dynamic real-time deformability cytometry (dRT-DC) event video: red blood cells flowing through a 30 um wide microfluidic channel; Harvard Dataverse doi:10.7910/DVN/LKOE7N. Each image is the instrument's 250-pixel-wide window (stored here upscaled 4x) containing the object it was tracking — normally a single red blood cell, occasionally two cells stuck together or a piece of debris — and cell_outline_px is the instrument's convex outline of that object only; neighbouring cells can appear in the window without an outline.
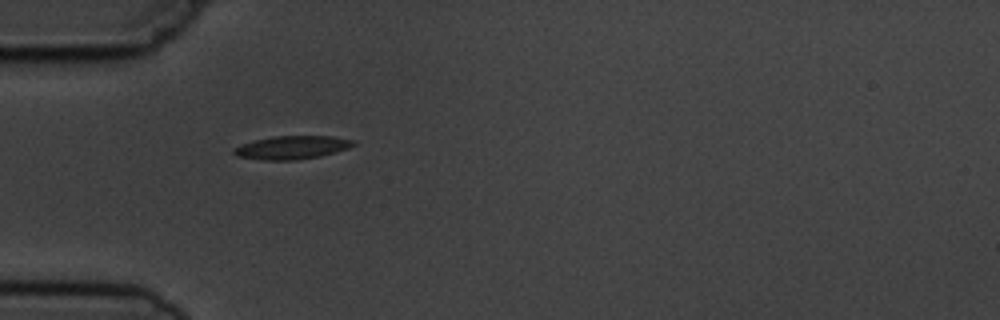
{"species": "common noctule bat (a hibernating species)", "species_latin": "Nyctalus noctula", "temperature_condition": "cold", "stored_images_in_passage": 2, "camera_frame_rate_fps": 3000, "um_per_image_px": 0.085, "animal": {"sex": "male", "body_mass_g": 19.5, "forearm_length_mm": 54.6}, "frame": {"image": 1, "passage_image": 1, "time_ms": 0.0, "image_size_px": [1000, 320], "cell_outline_px": [[356, 144], [348, 148], [320, 156], [296, 160], [264, 160], [236, 156], [232, 152], [232, 148], [256, 140], [272, 136], [332, 136], [356, 140]], "centroid_in_image_um": [24.83, 12.53], "position_along_channel_um": 60.2, "area_um2": 16.18}}
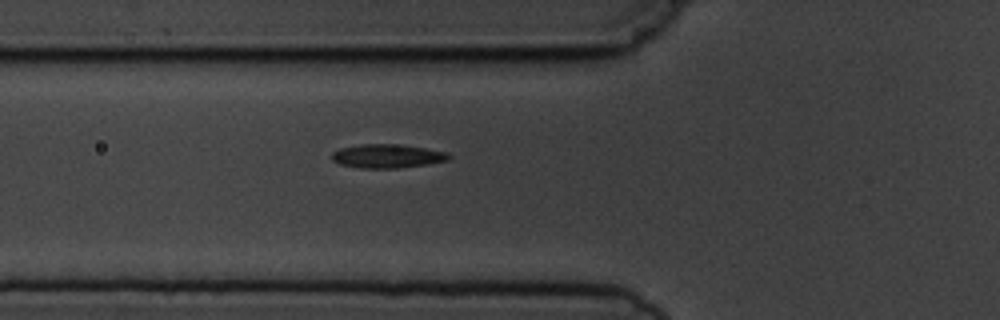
{"frame": {"image": 2, "passage_image": 2, "time_ms": 1.0, "image_size_px": [1000, 320], "cell_outline_px": [[452, 156], [448, 160], [428, 164], [396, 168], [360, 168], [340, 164], [332, 160], [332, 152], [340, 148], [360, 144], [404, 144], [448, 152]], "centroid_in_image_um": [32.94, 13.26], "position_along_channel_um": 92.9, "area_um2": 16.36}}